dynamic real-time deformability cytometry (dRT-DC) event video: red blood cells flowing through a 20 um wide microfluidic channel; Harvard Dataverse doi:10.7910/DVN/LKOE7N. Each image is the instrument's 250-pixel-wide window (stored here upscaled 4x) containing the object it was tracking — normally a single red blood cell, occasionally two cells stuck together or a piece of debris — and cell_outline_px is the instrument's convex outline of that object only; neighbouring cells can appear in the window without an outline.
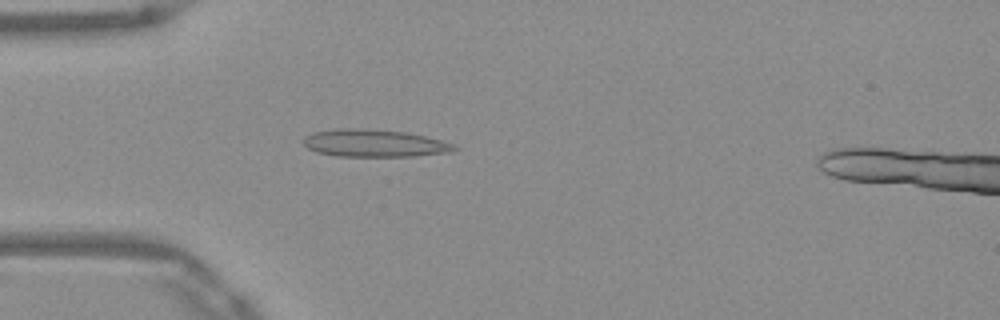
{"species": "Egyptian fruit bat (a non-hibernating species)", "species_latin": "Rousettus aegyptiacus", "temperature_condition": "warm", "stored_images_in_passage": 44, "camera_frame_rate_fps": 3000, "um_per_image_px": 0.085, "frame": {"image": 1, "passage_image": 7, "time_ms": 2.0, "image_size_px": [1000, 320], "cell_outline_px": [[460, 148], [452, 152], [416, 156], [336, 156], [316, 152], [308, 148], [300, 140], [304, 136], [312, 132], [336, 128], [360, 128], [404, 132], [424, 136], [456, 144]], "centroid_in_image_um": [31.8, 12.17], "position_along_channel_um": 53.2, "area_um2": 24.39}}
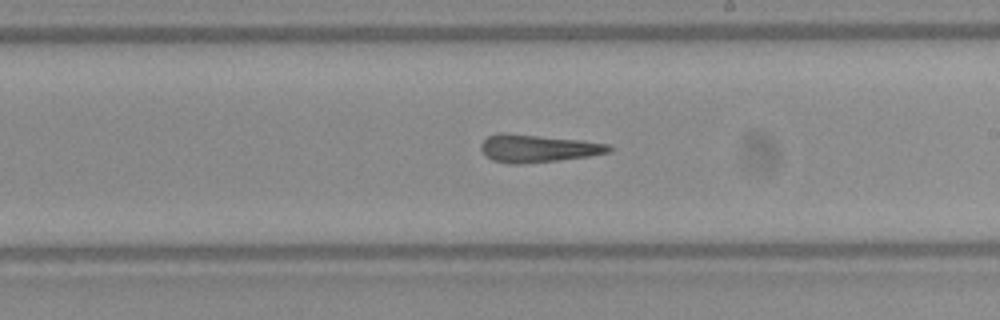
{"frame": {"image": 2, "passage_image": 22, "time_ms": 7.0, "image_size_px": [1000, 320], "cell_outline_px": [[612, 152], [588, 156], [556, 160], [516, 164], [508, 164], [492, 160], [480, 148], [480, 144], [488, 136], [496, 132], [504, 132], [584, 140], [608, 144], [612, 148]], "centroid_in_image_um": [45.7, 12.59], "position_along_channel_um": 243.3, "area_um2": 20.69}}
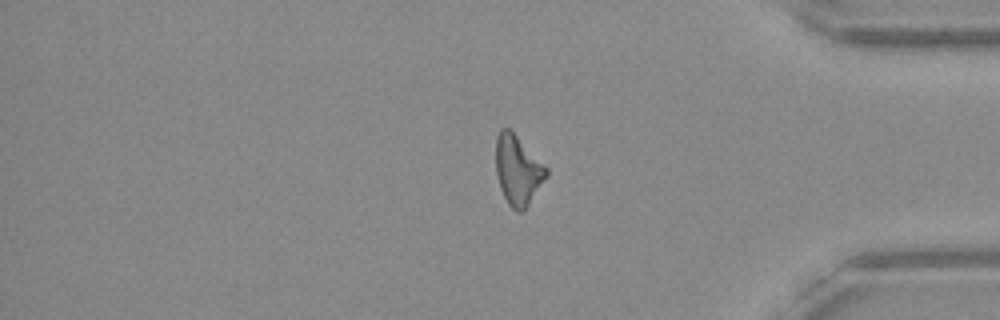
{"frame": {"image": 3, "passage_image": 35, "time_ms": 11.333, "image_size_px": [1000, 320], "cell_outline_px": [[548, 172], [524, 212], [516, 212], [508, 204], [500, 188], [496, 172], [496, 136], [500, 128], [508, 128], [548, 168]], "centroid_in_image_um": [43.99, 14.48], "position_along_channel_um": 391.2, "area_um2": 20.11}}